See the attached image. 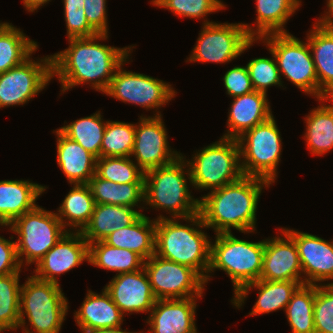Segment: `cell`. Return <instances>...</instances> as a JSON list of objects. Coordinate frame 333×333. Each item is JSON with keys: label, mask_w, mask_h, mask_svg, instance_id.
I'll list each match as a JSON object with an SVG mask.
<instances>
[{"label": "cell", "mask_w": 333, "mask_h": 333, "mask_svg": "<svg viewBox=\"0 0 333 333\" xmlns=\"http://www.w3.org/2000/svg\"><path fill=\"white\" fill-rule=\"evenodd\" d=\"M188 179L190 182V171L182 154L167 165L145 172L144 203L152 208L169 211L172 218L178 220L197 214L199 199L191 196Z\"/></svg>", "instance_id": "obj_4"}, {"label": "cell", "mask_w": 333, "mask_h": 333, "mask_svg": "<svg viewBox=\"0 0 333 333\" xmlns=\"http://www.w3.org/2000/svg\"><path fill=\"white\" fill-rule=\"evenodd\" d=\"M50 0H23L24 7L29 12H34L39 7L44 6V4L48 3Z\"/></svg>", "instance_id": "obj_48"}, {"label": "cell", "mask_w": 333, "mask_h": 333, "mask_svg": "<svg viewBox=\"0 0 333 333\" xmlns=\"http://www.w3.org/2000/svg\"><path fill=\"white\" fill-rule=\"evenodd\" d=\"M95 204H112L135 207L144 202V183H115L96 174L87 183Z\"/></svg>", "instance_id": "obj_33"}, {"label": "cell", "mask_w": 333, "mask_h": 333, "mask_svg": "<svg viewBox=\"0 0 333 333\" xmlns=\"http://www.w3.org/2000/svg\"><path fill=\"white\" fill-rule=\"evenodd\" d=\"M327 10L324 16L318 18L317 22L321 24H333V0H327Z\"/></svg>", "instance_id": "obj_47"}, {"label": "cell", "mask_w": 333, "mask_h": 333, "mask_svg": "<svg viewBox=\"0 0 333 333\" xmlns=\"http://www.w3.org/2000/svg\"><path fill=\"white\" fill-rule=\"evenodd\" d=\"M270 185L263 178L243 175L233 183L210 191L199 199L204 224L216 234L231 233V228L253 233L261 192Z\"/></svg>", "instance_id": "obj_2"}, {"label": "cell", "mask_w": 333, "mask_h": 333, "mask_svg": "<svg viewBox=\"0 0 333 333\" xmlns=\"http://www.w3.org/2000/svg\"><path fill=\"white\" fill-rule=\"evenodd\" d=\"M280 131L274 116L237 138L244 176L263 178L275 183L282 150Z\"/></svg>", "instance_id": "obj_9"}, {"label": "cell", "mask_w": 333, "mask_h": 333, "mask_svg": "<svg viewBox=\"0 0 333 333\" xmlns=\"http://www.w3.org/2000/svg\"><path fill=\"white\" fill-rule=\"evenodd\" d=\"M314 302L315 285H301L292 295L285 309L292 333H315Z\"/></svg>", "instance_id": "obj_36"}, {"label": "cell", "mask_w": 333, "mask_h": 333, "mask_svg": "<svg viewBox=\"0 0 333 333\" xmlns=\"http://www.w3.org/2000/svg\"><path fill=\"white\" fill-rule=\"evenodd\" d=\"M156 219L142 214L133 224L110 233L104 240L109 246L137 253L144 261L155 254Z\"/></svg>", "instance_id": "obj_29"}, {"label": "cell", "mask_w": 333, "mask_h": 333, "mask_svg": "<svg viewBox=\"0 0 333 333\" xmlns=\"http://www.w3.org/2000/svg\"><path fill=\"white\" fill-rule=\"evenodd\" d=\"M135 141V124L107 120L100 157H131Z\"/></svg>", "instance_id": "obj_38"}, {"label": "cell", "mask_w": 333, "mask_h": 333, "mask_svg": "<svg viewBox=\"0 0 333 333\" xmlns=\"http://www.w3.org/2000/svg\"><path fill=\"white\" fill-rule=\"evenodd\" d=\"M197 298L157 300L147 319L149 333H197Z\"/></svg>", "instance_id": "obj_20"}, {"label": "cell", "mask_w": 333, "mask_h": 333, "mask_svg": "<svg viewBox=\"0 0 333 333\" xmlns=\"http://www.w3.org/2000/svg\"><path fill=\"white\" fill-rule=\"evenodd\" d=\"M157 300L202 297L204 279L192 268L156 254L144 261Z\"/></svg>", "instance_id": "obj_12"}, {"label": "cell", "mask_w": 333, "mask_h": 333, "mask_svg": "<svg viewBox=\"0 0 333 333\" xmlns=\"http://www.w3.org/2000/svg\"><path fill=\"white\" fill-rule=\"evenodd\" d=\"M11 24L0 22V74L22 64L38 48L37 42Z\"/></svg>", "instance_id": "obj_32"}, {"label": "cell", "mask_w": 333, "mask_h": 333, "mask_svg": "<svg viewBox=\"0 0 333 333\" xmlns=\"http://www.w3.org/2000/svg\"><path fill=\"white\" fill-rule=\"evenodd\" d=\"M104 288L123 315L150 312L157 301L144 267L135 272L116 274Z\"/></svg>", "instance_id": "obj_19"}, {"label": "cell", "mask_w": 333, "mask_h": 333, "mask_svg": "<svg viewBox=\"0 0 333 333\" xmlns=\"http://www.w3.org/2000/svg\"><path fill=\"white\" fill-rule=\"evenodd\" d=\"M142 214L130 206L95 204L91 219L81 233L88 243L104 241L110 233L133 224Z\"/></svg>", "instance_id": "obj_27"}, {"label": "cell", "mask_w": 333, "mask_h": 333, "mask_svg": "<svg viewBox=\"0 0 333 333\" xmlns=\"http://www.w3.org/2000/svg\"><path fill=\"white\" fill-rule=\"evenodd\" d=\"M227 119V133L223 138L237 139L254 126L269 120L273 114L267 94L253 91L249 94L233 97Z\"/></svg>", "instance_id": "obj_21"}, {"label": "cell", "mask_w": 333, "mask_h": 333, "mask_svg": "<svg viewBox=\"0 0 333 333\" xmlns=\"http://www.w3.org/2000/svg\"><path fill=\"white\" fill-rule=\"evenodd\" d=\"M6 226L18 235L15 243L21 267L23 263L36 265L60 238L70 231L63 227L57 213L38 205Z\"/></svg>", "instance_id": "obj_8"}, {"label": "cell", "mask_w": 333, "mask_h": 333, "mask_svg": "<svg viewBox=\"0 0 333 333\" xmlns=\"http://www.w3.org/2000/svg\"><path fill=\"white\" fill-rule=\"evenodd\" d=\"M68 39L91 37L98 34L88 23L84 0H63Z\"/></svg>", "instance_id": "obj_43"}, {"label": "cell", "mask_w": 333, "mask_h": 333, "mask_svg": "<svg viewBox=\"0 0 333 333\" xmlns=\"http://www.w3.org/2000/svg\"><path fill=\"white\" fill-rule=\"evenodd\" d=\"M258 40H263L275 57L280 77L283 74L302 92L318 99V78L308 41L289 32L267 34Z\"/></svg>", "instance_id": "obj_10"}, {"label": "cell", "mask_w": 333, "mask_h": 333, "mask_svg": "<svg viewBox=\"0 0 333 333\" xmlns=\"http://www.w3.org/2000/svg\"><path fill=\"white\" fill-rule=\"evenodd\" d=\"M151 4L171 10L173 14L180 17H189L190 19H202L207 14L226 7L221 0H152Z\"/></svg>", "instance_id": "obj_40"}, {"label": "cell", "mask_w": 333, "mask_h": 333, "mask_svg": "<svg viewBox=\"0 0 333 333\" xmlns=\"http://www.w3.org/2000/svg\"><path fill=\"white\" fill-rule=\"evenodd\" d=\"M88 263L118 274L141 270L144 260L135 252L125 248L109 246L104 241L89 243Z\"/></svg>", "instance_id": "obj_34"}, {"label": "cell", "mask_w": 333, "mask_h": 333, "mask_svg": "<svg viewBox=\"0 0 333 333\" xmlns=\"http://www.w3.org/2000/svg\"><path fill=\"white\" fill-rule=\"evenodd\" d=\"M108 34L70 38L69 47L51 55L52 77L61 82L62 92L90 83L99 92L108 88L116 69L129 57L132 47H112L99 43ZM97 40L98 43H97Z\"/></svg>", "instance_id": "obj_1"}, {"label": "cell", "mask_w": 333, "mask_h": 333, "mask_svg": "<svg viewBox=\"0 0 333 333\" xmlns=\"http://www.w3.org/2000/svg\"><path fill=\"white\" fill-rule=\"evenodd\" d=\"M202 26L187 62H231L257 41L247 34L243 23L222 24L204 20Z\"/></svg>", "instance_id": "obj_11"}, {"label": "cell", "mask_w": 333, "mask_h": 333, "mask_svg": "<svg viewBox=\"0 0 333 333\" xmlns=\"http://www.w3.org/2000/svg\"><path fill=\"white\" fill-rule=\"evenodd\" d=\"M300 3V0H256V29L244 23L247 34L258 40L267 34L288 33L284 25L302 5Z\"/></svg>", "instance_id": "obj_28"}, {"label": "cell", "mask_w": 333, "mask_h": 333, "mask_svg": "<svg viewBox=\"0 0 333 333\" xmlns=\"http://www.w3.org/2000/svg\"><path fill=\"white\" fill-rule=\"evenodd\" d=\"M52 57L28 58L0 74V109L23 105L42 91L52 79Z\"/></svg>", "instance_id": "obj_14"}, {"label": "cell", "mask_w": 333, "mask_h": 333, "mask_svg": "<svg viewBox=\"0 0 333 333\" xmlns=\"http://www.w3.org/2000/svg\"><path fill=\"white\" fill-rule=\"evenodd\" d=\"M131 157L97 158L95 174L115 183H144L145 173Z\"/></svg>", "instance_id": "obj_39"}, {"label": "cell", "mask_w": 333, "mask_h": 333, "mask_svg": "<svg viewBox=\"0 0 333 333\" xmlns=\"http://www.w3.org/2000/svg\"><path fill=\"white\" fill-rule=\"evenodd\" d=\"M67 311L68 301L60 284L43 281L32 275L21 286L18 328L22 327L24 333H59ZM24 317H27L34 332L28 326L24 327Z\"/></svg>", "instance_id": "obj_6"}, {"label": "cell", "mask_w": 333, "mask_h": 333, "mask_svg": "<svg viewBox=\"0 0 333 333\" xmlns=\"http://www.w3.org/2000/svg\"><path fill=\"white\" fill-rule=\"evenodd\" d=\"M223 83L226 94L231 97L249 94L254 91L247 66H235L228 70L223 77Z\"/></svg>", "instance_id": "obj_44"}, {"label": "cell", "mask_w": 333, "mask_h": 333, "mask_svg": "<svg viewBox=\"0 0 333 333\" xmlns=\"http://www.w3.org/2000/svg\"><path fill=\"white\" fill-rule=\"evenodd\" d=\"M280 233H282L281 237L264 240L263 267L260 279L297 281L303 285L302 268L295 241L282 228Z\"/></svg>", "instance_id": "obj_18"}, {"label": "cell", "mask_w": 333, "mask_h": 333, "mask_svg": "<svg viewBox=\"0 0 333 333\" xmlns=\"http://www.w3.org/2000/svg\"><path fill=\"white\" fill-rule=\"evenodd\" d=\"M270 54L273 58H255L246 65L254 90L265 94L270 86H282L275 57L271 52Z\"/></svg>", "instance_id": "obj_41"}, {"label": "cell", "mask_w": 333, "mask_h": 333, "mask_svg": "<svg viewBox=\"0 0 333 333\" xmlns=\"http://www.w3.org/2000/svg\"><path fill=\"white\" fill-rule=\"evenodd\" d=\"M45 186L29 180L0 181V222L10 225L17 217L33 210Z\"/></svg>", "instance_id": "obj_25"}, {"label": "cell", "mask_w": 333, "mask_h": 333, "mask_svg": "<svg viewBox=\"0 0 333 333\" xmlns=\"http://www.w3.org/2000/svg\"><path fill=\"white\" fill-rule=\"evenodd\" d=\"M210 244V264L205 284L215 269L230 277L234 295L246 284L260 280L264 257V240L250 242L231 233H218Z\"/></svg>", "instance_id": "obj_5"}, {"label": "cell", "mask_w": 333, "mask_h": 333, "mask_svg": "<svg viewBox=\"0 0 333 333\" xmlns=\"http://www.w3.org/2000/svg\"><path fill=\"white\" fill-rule=\"evenodd\" d=\"M101 117V113L98 111L60 127L59 130L71 140L78 142L85 150L100 158L102 139L107 125V121L104 122Z\"/></svg>", "instance_id": "obj_35"}, {"label": "cell", "mask_w": 333, "mask_h": 333, "mask_svg": "<svg viewBox=\"0 0 333 333\" xmlns=\"http://www.w3.org/2000/svg\"><path fill=\"white\" fill-rule=\"evenodd\" d=\"M306 41L318 78V100L333 98V24L315 22Z\"/></svg>", "instance_id": "obj_22"}, {"label": "cell", "mask_w": 333, "mask_h": 333, "mask_svg": "<svg viewBox=\"0 0 333 333\" xmlns=\"http://www.w3.org/2000/svg\"><path fill=\"white\" fill-rule=\"evenodd\" d=\"M282 229L297 246L302 274L305 276L303 285H321V282L333 280V240L329 242L309 233Z\"/></svg>", "instance_id": "obj_16"}, {"label": "cell", "mask_w": 333, "mask_h": 333, "mask_svg": "<svg viewBox=\"0 0 333 333\" xmlns=\"http://www.w3.org/2000/svg\"><path fill=\"white\" fill-rule=\"evenodd\" d=\"M315 333H333V284L315 285Z\"/></svg>", "instance_id": "obj_42"}, {"label": "cell", "mask_w": 333, "mask_h": 333, "mask_svg": "<svg viewBox=\"0 0 333 333\" xmlns=\"http://www.w3.org/2000/svg\"><path fill=\"white\" fill-rule=\"evenodd\" d=\"M94 207L95 200L89 186L73 184L56 213L65 229L71 226L75 232H81L89 223Z\"/></svg>", "instance_id": "obj_31"}, {"label": "cell", "mask_w": 333, "mask_h": 333, "mask_svg": "<svg viewBox=\"0 0 333 333\" xmlns=\"http://www.w3.org/2000/svg\"><path fill=\"white\" fill-rule=\"evenodd\" d=\"M21 270L18 261L16 243L0 236V276Z\"/></svg>", "instance_id": "obj_46"}, {"label": "cell", "mask_w": 333, "mask_h": 333, "mask_svg": "<svg viewBox=\"0 0 333 333\" xmlns=\"http://www.w3.org/2000/svg\"><path fill=\"white\" fill-rule=\"evenodd\" d=\"M154 116H140L135 124V141L131 157L145 173L173 162L181 153L169 148L167 131L159 111Z\"/></svg>", "instance_id": "obj_15"}, {"label": "cell", "mask_w": 333, "mask_h": 333, "mask_svg": "<svg viewBox=\"0 0 333 333\" xmlns=\"http://www.w3.org/2000/svg\"><path fill=\"white\" fill-rule=\"evenodd\" d=\"M89 261V243L81 232H66L36 264L37 279L58 283V275Z\"/></svg>", "instance_id": "obj_17"}, {"label": "cell", "mask_w": 333, "mask_h": 333, "mask_svg": "<svg viewBox=\"0 0 333 333\" xmlns=\"http://www.w3.org/2000/svg\"><path fill=\"white\" fill-rule=\"evenodd\" d=\"M82 333H137V332H127L125 329L123 331L121 326H119V327L87 330V331H82ZM139 333H144V332H139Z\"/></svg>", "instance_id": "obj_49"}, {"label": "cell", "mask_w": 333, "mask_h": 333, "mask_svg": "<svg viewBox=\"0 0 333 333\" xmlns=\"http://www.w3.org/2000/svg\"><path fill=\"white\" fill-rule=\"evenodd\" d=\"M20 272L0 276V333L16 330L20 322Z\"/></svg>", "instance_id": "obj_37"}, {"label": "cell", "mask_w": 333, "mask_h": 333, "mask_svg": "<svg viewBox=\"0 0 333 333\" xmlns=\"http://www.w3.org/2000/svg\"><path fill=\"white\" fill-rule=\"evenodd\" d=\"M84 12L89 25L98 34H108L106 0H84Z\"/></svg>", "instance_id": "obj_45"}, {"label": "cell", "mask_w": 333, "mask_h": 333, "mask_svg": "<svg viewBox=\"0 0 333 333\" xmlns=\"http://www.w3.org/2000/svg\"><path fill=\"white\" fill-rule=\"evenodd\" d=\"M301 286L297 281H267L258 280L243 286L231 302L238 309L244 303L251 288L258 289V299L254 304L250 316L270 313L283 309L285 311L292 295Z\"/></svg>", "instance_id": "obj_23"}, {"label": "cell", "mask_w": 333, "mask_h": 333, "mask_svg": "<svg viewBox=\"0 0 333 333\" xmlns=\"http://www.w3.org/2000/svg\"><path fill=\"white\" fill-rule=\"evenodd\" d=\"M125 60L115 71L106 91L108 96L126 103L139 105L142 108H161L176 95L170 84L145 74L123 70L121 67Z\"/></svg>", "instance_id": "obj_13"}, {"label": "cell", "mask_w": 333, "mask_h": 333, "mask_svg": "<svg viewBox=\"0 0 333 333\" xmlns=\"http://www.w3.org/2000/svg\"><path fill=\"white\" fill-rule=\"evenodd\" d=\"M187 161L190 185L196 189L221 188L242 176L240 149L237 139L223 138L204 147Z\"/></svg>", "instance_id": "obj_7"}, {"label": "cell", "mask_w": 333, "mask_h": 333, "mask_svg": "<svg viewBox=\"0 0 333 333\" xmlns=\"http://www.w3.org/2000/svg\"><path fill=\"white\" fill-rule=\"evenodd\" d=\"M176 219L163 215L156 218L155 254L194 269L205 280L210 264L211 241L201 229L208 227L199 212L183 218L192 223L190 225H182Z\"/></svg>", "instance_id": "obj_3"}, {"label": "cell", "mask_w": 333, "mask_h": 333, "mask_svg": "<svg viewBox=\"0 0 333 333\" xmlns=\"http://www.w3.org/2000/svg\"><path fill=\"white\" fill-rule=\"evenodd\" d=\"M318 101H322L321 105L312 109L305 118L304 137L310 153L321 156L333 149V98ZM325 101L332 104L324 105Z\"/></svg>", "instance_id": "obj_30"}, {"label": "cell", "mask_w": 333, "mask_h": 333, "mask_svg": "<svg viewBox=\"0 0 333 333\" xmlns=\"http://www.w3.org/2000/svg\"><path fill=\"white\" fill-rule=\"evenodd\" d=\"M57 135V163L69 183L87 184L95 175L97 157L78 142L65 136L59 129Z\"/></svg>", "instance_id": "obj_24"}, {"label": "cell", "mask_w": 333, "mask_h": 333, "mask_svg": "<svg viewBox=\"0 0 333 333\" xmlns=\"http://www.w3.org/2000/svg\"><path fill=\"white\" fill-rule=\"evenodd\" d=\"M74 314L81 331L119 327L124 318L105 288L100 295L88 290L81 307Z\"/></svg>", "instance_id": "obj_26"}]
</instances>
